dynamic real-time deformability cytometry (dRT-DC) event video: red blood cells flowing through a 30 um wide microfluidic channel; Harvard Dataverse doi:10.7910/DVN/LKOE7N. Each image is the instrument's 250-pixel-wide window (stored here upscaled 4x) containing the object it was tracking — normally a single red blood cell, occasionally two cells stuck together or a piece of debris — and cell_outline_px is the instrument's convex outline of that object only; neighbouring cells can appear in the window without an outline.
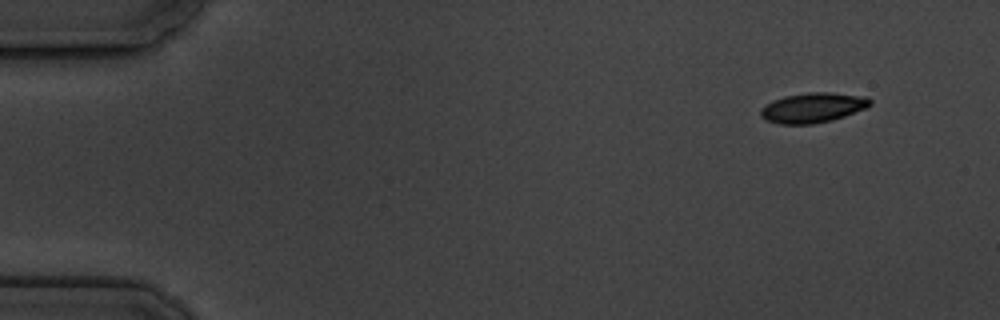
{"species": "common noctule bat (a hibernating species)", "species_latin": "Nyctalus noctula", "temperature_condition": "cold", "stored_images_in_passage": 10, "camera_frame_rate_fps": 3000, "um_per_image_px": 0.085, "animal": {"sex": "male", "body_mass_g": 19.5, "forearm_length_mm": 54.6}, "frame": {"image": 1, "passage_image": 1, "time_ms": 0.0, "image_size_px": [1000, 320], "cell_outline_px": [[872, 104], [868, 108], [832, 120], [812, 124], [780, 124], [768, 120], [760, 116], [760, 108], [772, 100], [784, 96], [808, 92], [828, 92], [868, 96], [872, 100]], "centroid_in_image_um": [69.12, 9.14], "position_along_channel_um": 15.9, "area_um2": 19.31}}
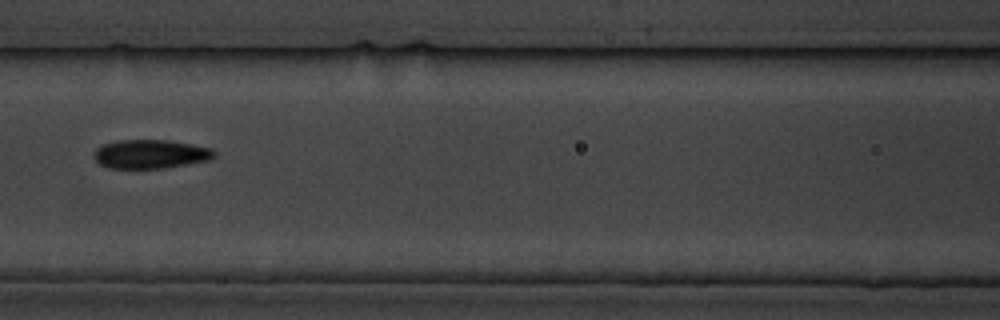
{"frame": {"image": 2, "passage_image": 7, "time_ms": 7.0, "image_size_px": [1000, 320], "cell_outline_px": [[216, 156], [208, 160], [164, 168], [108, 168], [100, 164], [92, 156], [96, 148], [104, 144], [116, 140], [164, 140], [192, 144], [212, 148], [216, 152]], "centroid_in_image_um": [12.78, 13.09], "position_along_channel_um": 153.8, "area_um2": 20.23}}
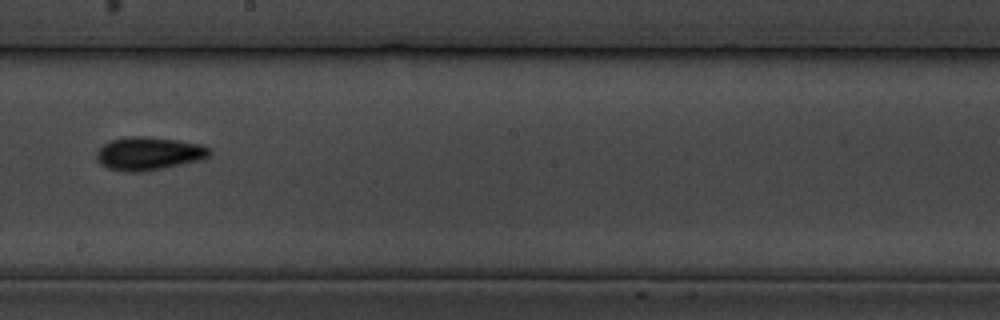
{"frame": {"image": 3, "passage_image": 9, "time_ms": 9.333, "image_size_px": [1000, 320], "cell_outline_px": [[212, 152], [204, 160], [160, 168], [136, 172], [128, 172], [108, 168], [100, 164], [96, 156], [96, 152], [104, 144], [112, 140], [124, 136], [152, 136], [200, 144], [208, 148]], "centroid_in_image_um": [12.64, 13.03], "position_along_channel_um": 235.6, "area_um2": 21.79}}